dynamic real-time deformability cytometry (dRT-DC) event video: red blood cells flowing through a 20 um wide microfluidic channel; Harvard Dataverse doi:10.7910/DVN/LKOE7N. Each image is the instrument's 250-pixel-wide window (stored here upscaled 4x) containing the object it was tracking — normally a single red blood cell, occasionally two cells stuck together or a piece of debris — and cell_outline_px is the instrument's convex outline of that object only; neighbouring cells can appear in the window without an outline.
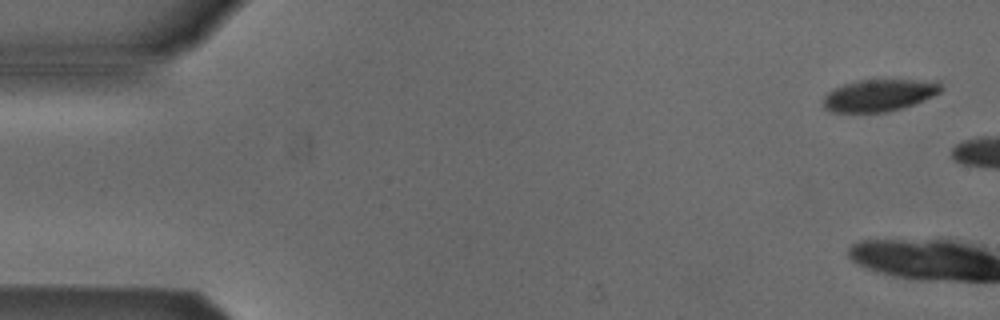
{"species": "Egyptian fruit bat (a non-hibernating species)", "species_latin": "Rousettus aegyptiacus", "temperature_condition": "cold", "stored_images_in_passage": 11, "camera_frame_rate_fps": 3000, "um_per_image_px": 0.085, "animal": {"sex": "male"}, "frame": {"image": 1, "passage_image": 1, "time_ms": 0.0, "image_size_px": [1000, 320], "cell_outline_px": [[944, 88], [940, 92], [932, 96], [912, 104], [900, 108], [884, 112], [832, 112], [824, 108], [824, 96], [832, 88], [856, 80], [940, 80]], "centroid_in_image_um": [74.74, 8.08], "position_along_channel_um": 10.3, "area_um2": 21.96}}
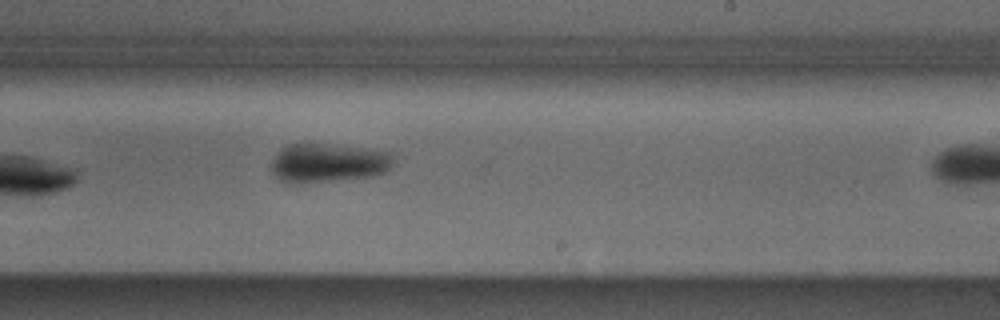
{"frame": {"image": 2, "passage_image": 10, "time_ms": 11.667, "image_size_px": [1000, 320], "cell_outline_px": [[392, 164], [384, 172], [372, 176], [324, 180], [280, 180], [272, 172], [272, 160], [288, 144], [312, 140], [392, 152]], "centroid_in_image_um": [27.92, 13.74], "position_along_channel_um": 261.1, "area_um2": 27.34}}